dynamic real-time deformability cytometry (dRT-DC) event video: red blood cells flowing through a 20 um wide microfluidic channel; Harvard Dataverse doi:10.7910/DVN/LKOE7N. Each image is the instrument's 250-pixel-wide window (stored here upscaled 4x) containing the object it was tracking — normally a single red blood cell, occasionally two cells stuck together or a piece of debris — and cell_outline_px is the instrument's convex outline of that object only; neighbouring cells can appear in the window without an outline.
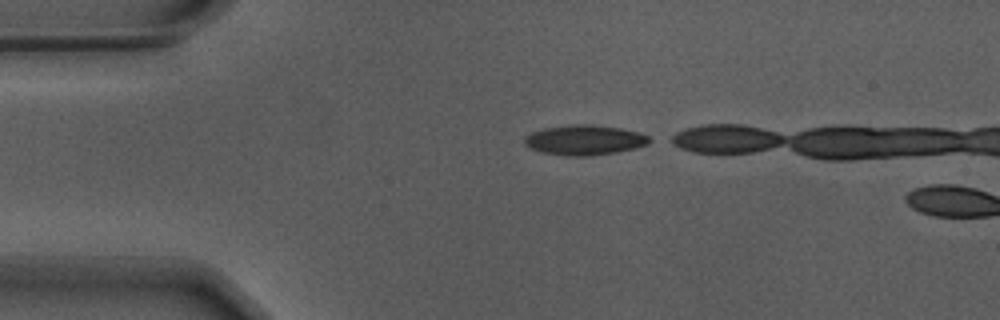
{"species": "Egyptian fruit bat (a non-hibernating species)", "species_latin": "Rousettus aegyptiacus", "temperature_condition": "warm", "stored_images_in_passage": 3, "camera_frame_rate_fps": 3000, "um_per_image_px": 0.085, "animal": {"sex": "male"}, "frame": {"image": 1, "passage_image": 1, "time_ms": 0.0, "image_size_px": [1000, 320], "cell_outline_px": [[656, 140], [648, 144], [636, 148], [616, 152], [588, 156], [568, 156], [544, 152], [532, 148], [524, 144], [524, 136], [532, 132], [544, 128], [572, 124], [588, 124], [620, 128], [640, 132]], "centroid_in_image_um": [49.74, 11.89], "position_along_channel_um": 35.3, "area_um2": 21.91}}